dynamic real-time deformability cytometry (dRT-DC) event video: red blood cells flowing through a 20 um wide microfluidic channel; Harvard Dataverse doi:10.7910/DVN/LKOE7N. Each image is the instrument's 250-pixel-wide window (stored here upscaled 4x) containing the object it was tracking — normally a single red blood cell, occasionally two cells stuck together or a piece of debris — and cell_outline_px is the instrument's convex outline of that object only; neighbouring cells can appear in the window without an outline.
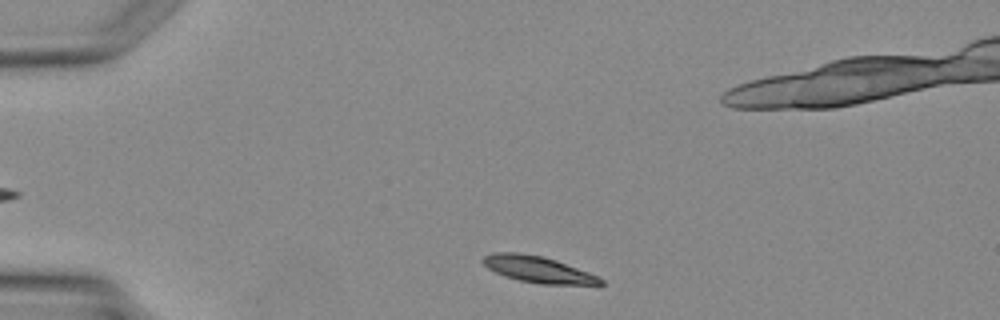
{"species": "Egyptian fruit bat (a non-hibernating species)", "species_latin": "Rousettus aegyptiacus", "temperature_condition": "warm", "stored_images_in_passage": 2, "camera_frame_rate_fps": 3000, "um_per_image_px": 0.085, "animal": {"sex": "female"}, "frame": {"image": 1, "passage_image": 2, "time_ms": 1.0, "image_size_px": [1000, 320], "cell_outline_px": [[604, 284], [600, 288], [540, 284], [520, 280], [504, 276], [488, 268], [480, 260], [484, 256], [492, 252], [520, 252], [544, 256], [556, 260], [600, 276], [604, 280]], "centroid_in_image_um": [45.9, 22.95], "position_along_channel_um": 39.1, "area_um2": 19.07}}